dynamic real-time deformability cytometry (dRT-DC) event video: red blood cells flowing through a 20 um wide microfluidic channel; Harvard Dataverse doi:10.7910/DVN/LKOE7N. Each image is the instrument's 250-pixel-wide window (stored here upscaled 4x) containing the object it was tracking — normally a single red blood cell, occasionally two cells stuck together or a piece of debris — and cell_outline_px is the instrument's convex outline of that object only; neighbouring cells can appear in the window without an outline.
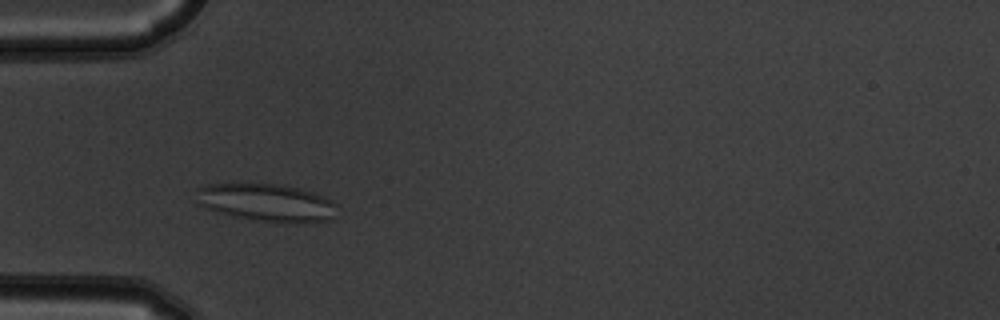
{"species": "common noctule bat (a hibernating species)", "species_latin": "Nyctalus noctula", "temperature_condition": "warm", "stored_images_in_passage": 3, "camera_frame_rate_fps": 3000, "um_per_image_px": 0.085, "animal": {"sex": "male", "body_mass_g": 19.5, "forearm_length_mm": 54.6}, "frame": {"image": 1, "passage_image": 2, "time_ms": 0.333, "image_size_px": [1000, 320], "cell_outline_px": [[336, 204], [328, 220], [252, 220], [204, 208], [200, 204], [196, 188], [208, 184], [280, 184], [300, 188], [324, 196]], "centroid_in_image_um": [22.57, 17.16], "position_along_channel_um": 62.4, "area_um2": 29.54}}
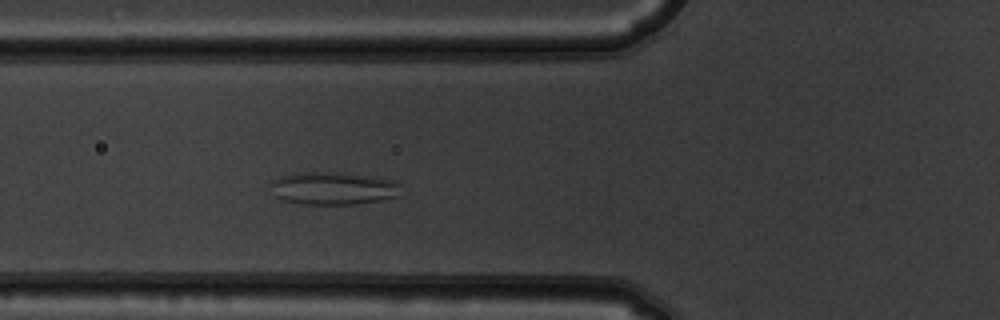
{"frame": {"image": 2, "passage_image": 3, "time_ms": 0.667, "image_size_px": [1000, 320], "cell_outline_px": [[400, 196], [380, 200], [356, 204], [300, 204], [284, 200], [276, 196], [268, 184], [272, 180], [280, 176], [312, 172], [316, 172], [356, 176], [392, 180], [400, 184]], "centroid_in_image_um": [28.28, 16.04], "position_along_channel_um": 97.5, "area_um2": 24.1}}